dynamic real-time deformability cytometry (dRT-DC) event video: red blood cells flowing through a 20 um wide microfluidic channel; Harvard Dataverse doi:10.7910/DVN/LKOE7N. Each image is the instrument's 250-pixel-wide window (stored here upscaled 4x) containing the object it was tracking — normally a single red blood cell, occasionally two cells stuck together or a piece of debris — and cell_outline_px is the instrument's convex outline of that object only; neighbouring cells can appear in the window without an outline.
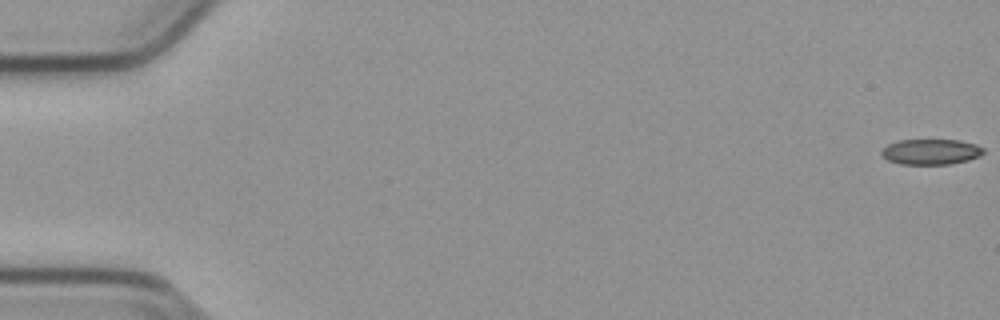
{"species": "common noctule bat (a hibernating species)", "species_latin": "Nyctalus noctula", "temperature_condition": "cold", "stored_images_in_passage": 55, "camera_frame_rate_fps": 3000, "um_per_image_px": 0.085, "animal": {"sex": "male", "body_mass_g": 23.1, "forearm_length_mm": 52.7}, "frame": {"image": 1, "passage_image": 1, "time_ms": 0.0, "image_size_px": [1000, 320], "cell_outline_px": [[984, 152], [980, 156], [968, 160], [948, 164], [900, 164], [888, 160], [880, 152], [888, 144], [896, 140], [960, 140], [976, 144], [984, 148]], "centroid_in_image_um": [79.14, 12.89], "position_along_channel_um": 5.9, "area_um2": 15.14}}
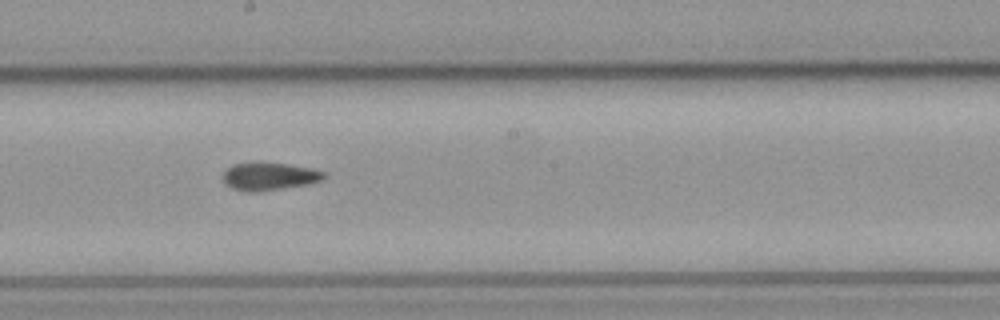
{"frame": {"image": 2, "passage_image": 31, "time_ms": 10.0, "image_size_px": [1000, 320], "cell_outline_px": [[324, 180], [308, 184], [256, 192], [248, 192], [232, 188], [224, 184], [224, 172], [232, 164], [256, 160], [288, 164], [312, 168], [324, 172]], "centroid_in_image_um": [22.86, 14.96], "position_along_channel_um": 225.3, "area_um2": 16.7}}
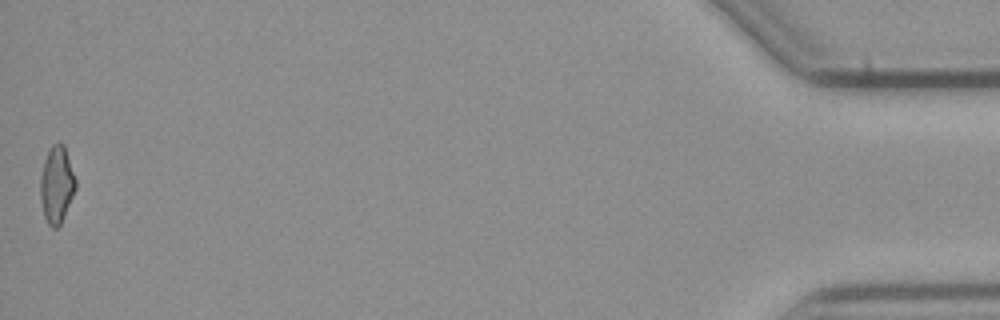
{"frame": {"image": 3, "passage_image": 55, "time_ms": 18.0, "image_size_px": [1000, 320], "cell_outline_px": [[76, 188], [60, 224], [56, 228], [52, 228], [48, 224], [44, 216], [40, 196], [40, 176], [44, 160], [52, 144], [60, 140], [64, 144], [76, 180]], "centroid_in_image_um": [4.81, 15.66], "position_along_channel_um": 430.4, "area_um2": 15.78}, "authors_computed_cell_mechanics": {"area_um2": 16.2418, "velocity_mm_per_s": 3.8123, "shape_relaxation_time_tau1_ms": null, "shape_relaxation_time_tau2_ms": 2.5464, "deformation_change_tau1": null, "deformation_change_tau2": 0.0878}}